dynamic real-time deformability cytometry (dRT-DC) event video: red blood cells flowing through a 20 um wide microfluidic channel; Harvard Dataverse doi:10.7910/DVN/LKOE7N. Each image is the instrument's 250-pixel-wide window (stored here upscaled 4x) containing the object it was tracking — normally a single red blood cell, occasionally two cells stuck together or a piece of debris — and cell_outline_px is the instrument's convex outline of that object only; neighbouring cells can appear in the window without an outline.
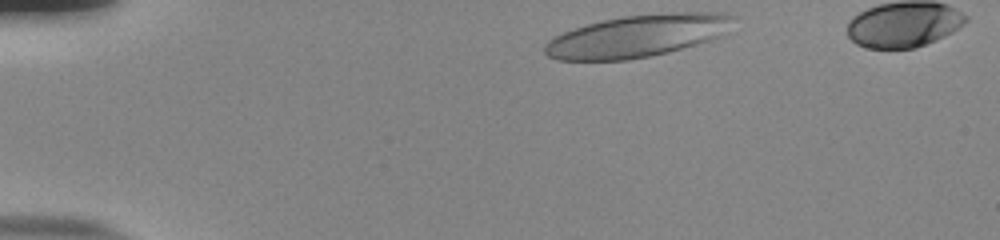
{"species": "human", "species_latin": "Homo sapiens", "temperature_condition": "room temperature", "stored_images_in_passage": 37, "camera_frame_rate_fps": 3000, "um_per_image_px": 0.085, "donor": {"sex": "male"}, "frame": {"image": 1, "passage_image": 1, "time_ms": 0.0, "image_size_px": [1000, 240], "cell_outline_px": [[732, 16], [716, 36], [708, 40], [696, 44], [668, 52], [628, 60], [560, 60], [548, 56], [544, 52], [544, 44], [548, 40], [564, 32], [588, 24], [620, 16], [676, 12], [728, 12]], "centroid_in_image_um": [54.06, 3.06], "position_along_channel_um": 30.9, "area_um2": 45.37}}
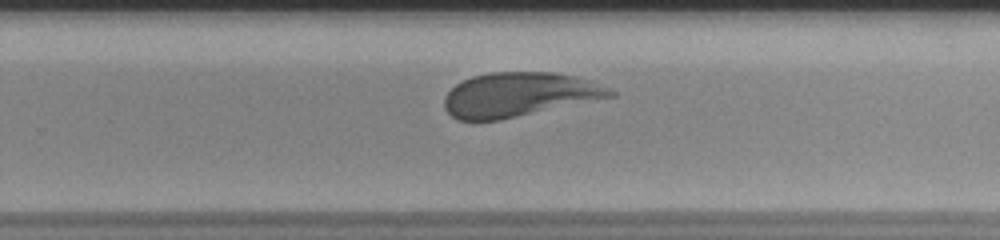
{"frame": {"image": 2, "passage_image": 27, "time_ms": 8.667, "image_size_px": [1000, 240], "cell_outline_px": [[616, 96], [500, 120], [456, 120], [444, 108], [444, 96], [456, 84], [472, 76], [488, 72], [552, 72], [572, 76], [612, 88], [616, 92]], "centroid_in_image_um": [44.1, 8.05], "position_along_channel_um": 285.7, "area_um2": 42.66}}
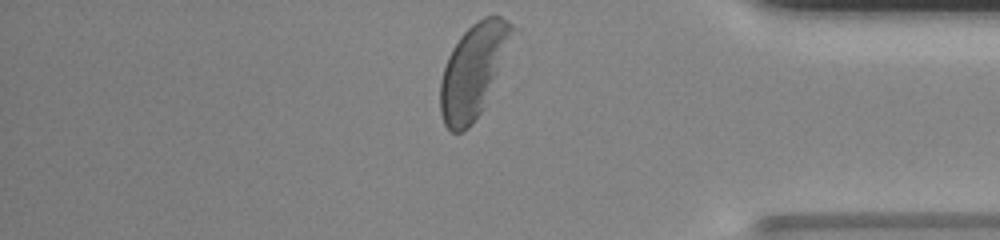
{"frame": {"image": 3, "passage_image": 37, "time_ms": 12.0, "image_size_px": [1000, 240], "cell_outline_px": [[512, 32], [484, 108], [472, 124], [464, 132], [452, 132], [444, 124], [440, 112], [440, 80], [448, 56], [452, 48], [460, 36], [476, 20], [484, 16], [500, 16], [508, 20], [512, 24]], "centroid_in_image_um": [40.16, 6.05], "position_along_channel_um": 395.0, "area_um2": 38.21}, "authors_computed_cell_mechanics": {"area_um2": 42.9454, "velocity_mm_per_s": 3.7851, "shape_relaxation_time_tau1_ms": 3.0047, "shape_relaxation_time_tau2_ms": 1.2319, "deformation_change_tau1": 0.1503, "deformation_change_tau2": 0.0836}}